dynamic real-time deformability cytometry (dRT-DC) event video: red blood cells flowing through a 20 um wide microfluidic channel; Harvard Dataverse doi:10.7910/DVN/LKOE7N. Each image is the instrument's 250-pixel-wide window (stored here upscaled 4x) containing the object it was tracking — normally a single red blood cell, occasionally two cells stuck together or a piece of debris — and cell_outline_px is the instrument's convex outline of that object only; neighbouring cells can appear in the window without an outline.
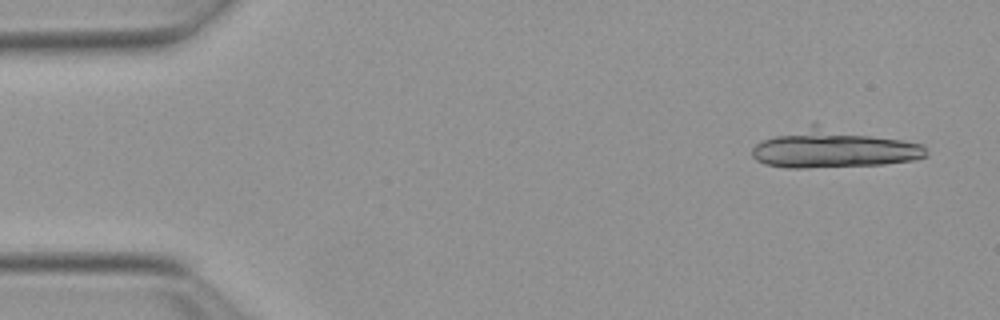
{"species": "Egyptian fruit bat (a non-hibernating species)", "species_latin": "Rousettus aegyptiacus", "temperature_condition": "warm", "stored_images_in_passage": 14, "camera_frame_rate_fps": 3000, "um_per_image_px": 0.085, "animal": {"sex": "female"}, "frame": {"image": 1, "passage_image": 3, "time_ms": 0.667, "image_size_px": [1000, 320], "cell_outline_px": [[928, 156], [912, 160], [884, 164], [808, 168], [784, 168], [764, 164], [756, 160], [752, 156], [752, 148], [756, 144], [764, 140], [812, 124], [816, 124], [924, 144]], "centroid_in_image_um": [70.85, 12.65], "position_along_channel_um": 14.1, "area_um2": 38.55}}